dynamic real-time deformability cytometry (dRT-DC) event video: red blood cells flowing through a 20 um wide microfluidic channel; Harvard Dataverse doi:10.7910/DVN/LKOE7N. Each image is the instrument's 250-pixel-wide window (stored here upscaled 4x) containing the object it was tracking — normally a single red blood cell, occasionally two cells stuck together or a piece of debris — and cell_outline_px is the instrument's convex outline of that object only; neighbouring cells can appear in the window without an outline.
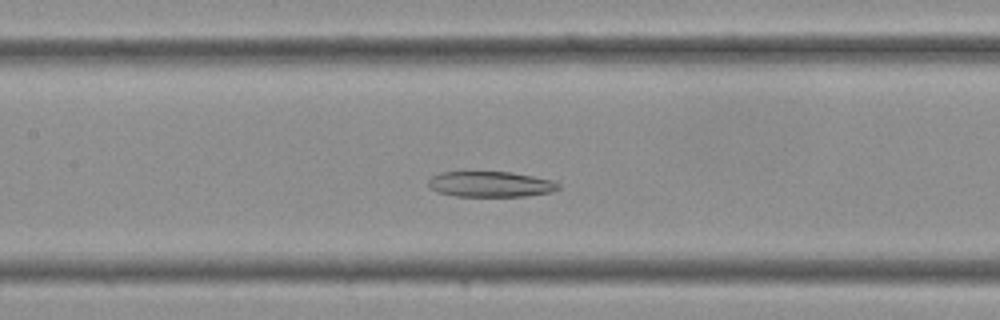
{"species": "Egyptian fruit bat (a non-hibernating species)", "species_latin": "Rousettus aegyptiacus", "temperature_condition": "cold", "stored_images_in_passage": 35, "camera_frame_rate_fps": 3000, "um_per_image_px": 0.085, "frame": {"image": 1, "passage_image": 15, "time_ms": 4.667, "image_size_px": [1000, 320], "cell_outline_px": [[560, 188], [552, 192], [524, 196], [456, 196], [436, 192], [428, 188], [428, 180], [432, 176], [440, 172], [512, 172], [552, 180], [560, 184]], "centroid_in_image_um": [41.66, 15.66], "position_along_channel_um": 165.7, "area_um2": 19.48}}
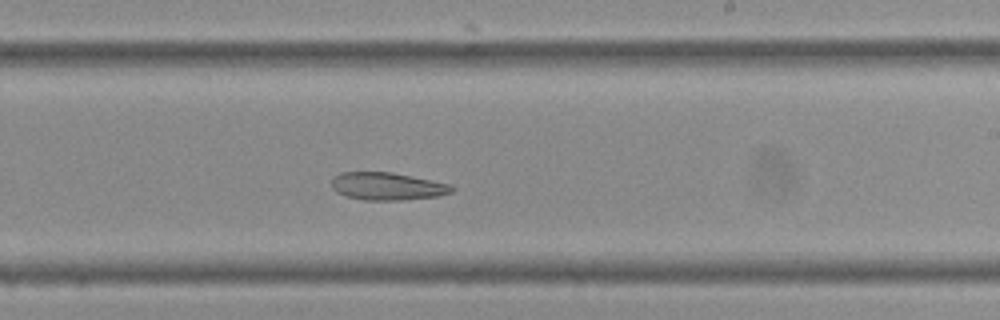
{"frame": {"image": 2, "passage_image": 20, "time_ms": 6.333, "image_size_px": [1000, 320], "cell_outline_px": [[456, 188], [452, 192], [436, 196], [400, 200], [364, 200], [348, 196], [336, 192], [332, 188], [332, 176], [340, 172], [392, 172], [448, 184]], "centroid_in_image_um": [32.87, 15.83], "position_along_channel_um": 256.1, "area_um2": 19.19}}
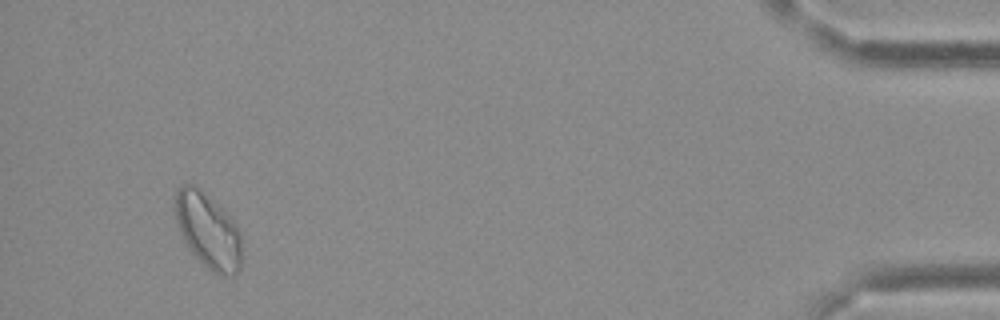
{"frame": {"image": 3, "passage_image": 33, "time_ms": 10.667, "image_size_px": [1000, 320], "cell_outline_px": [[244, 240], [240, 268], [232, 276], [220, 276], [212, 272], [192, 252], [184, 240], [176, 224], [172, 208], [172, 196], [176, 188], [180, 184], [196, 184], [232, 220], [240, 232]], "centroid_in_image_um": [17.64, 19.57], "position_along_channel_um": 417.6, "area_um2": 29.94}}